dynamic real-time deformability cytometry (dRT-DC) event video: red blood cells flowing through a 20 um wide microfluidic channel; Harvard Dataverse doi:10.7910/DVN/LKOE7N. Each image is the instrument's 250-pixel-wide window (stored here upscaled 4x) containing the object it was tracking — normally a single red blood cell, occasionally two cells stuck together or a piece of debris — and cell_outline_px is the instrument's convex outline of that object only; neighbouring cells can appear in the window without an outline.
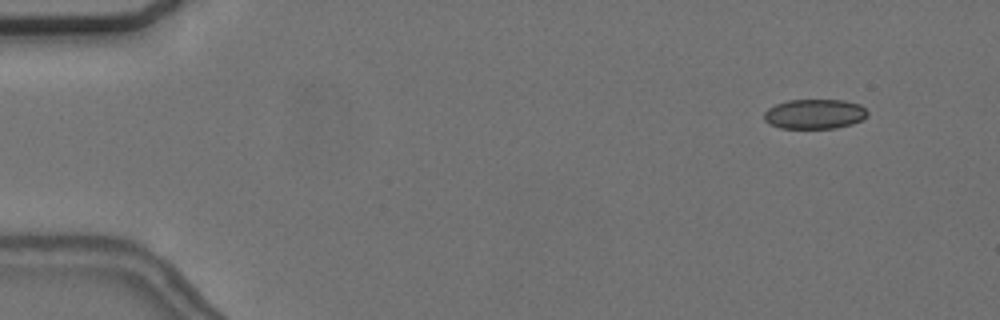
{"species": "common noctule bat (a hibernating species)", "species_latin": "Nyctalus noctula", "temperature_condition": "cold", "stored_images_in_passage": 57, "camera_frame_rate_fps": 3000, "um_per_image_px": 0.085, "animal": {"sex": "female", "body_mass_g": 24.6, "forearm_length_mm": 56.2}, "frame": {"image": 1, "passage_image": 6, "time_ms": 1.667, "image_size_px": [1000, 320], "cell_outline_px": [[868, 116], [852, 124], [836, 128], [780, 128], [768, 124], [764, 120], [764, 112], [768, 108], [776, 104], [788, 100], [844, 100], [860, 104], [868, 112]], "centroid_in_image_um": [69.23, 9.69], "position_along_channel_um": 15.8, "area_um2": 18.03}}
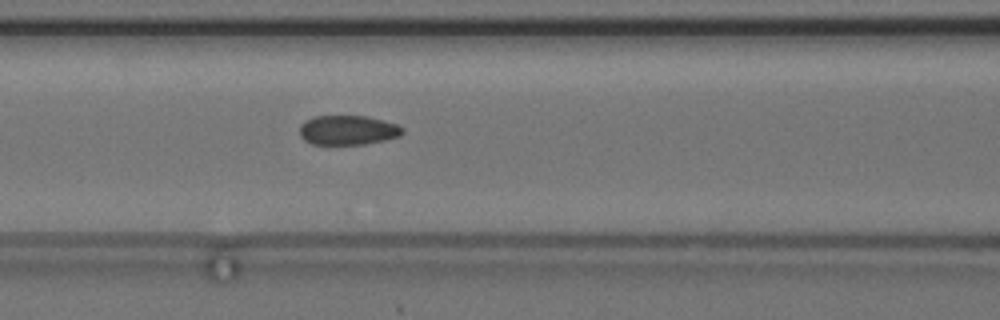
{"frame": {"image": 2, "passage_image": 25, "time_ms": 8.0, "image_size_px": [1000, 320], "cell_outline_px": [[404, 132], [400, 136], [384, 140], [364, 144], [312, 144], [304, 140], [300, 136], [300, 124], [312, 116], [364, 116], [384, 120], [396, 124], [404, 128]], "centroid_in_image_um": [29.56, 11.06], "position_along_channel_um": 137.0, "area_um2": 17.74}}
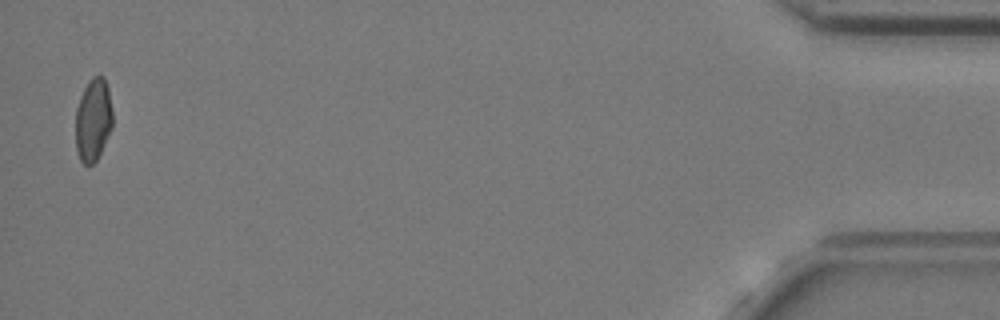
{"frame": {"image": 3, "passage_image": 56, "time_ms": 18.333, "image_size_px": [1000, 320], "cell_outline_px": [[112, 128], [96, 160], [92, 164], [84, 164], [80, 160], [76, 148], [76, 108], [80, 96], [88, 80], [92, 76], [104, 76], [108, 88], [112, 108]], "centroid_in_image_um": [7.92, 10.15], "position_along_channel_um": 427.3, "area_um2": 17.86}, "authors_computed_cell_mechanics": {"area_um2": 18.4382, "velocity_mm_per_s": 3.6857, "shape_relaxation_time_tau1_ms": null, "shape_relaxation_time_tau2_ms": 2.1318, "deformation_change_tau1": null, "deformation_change_tau2": 0.0499}}